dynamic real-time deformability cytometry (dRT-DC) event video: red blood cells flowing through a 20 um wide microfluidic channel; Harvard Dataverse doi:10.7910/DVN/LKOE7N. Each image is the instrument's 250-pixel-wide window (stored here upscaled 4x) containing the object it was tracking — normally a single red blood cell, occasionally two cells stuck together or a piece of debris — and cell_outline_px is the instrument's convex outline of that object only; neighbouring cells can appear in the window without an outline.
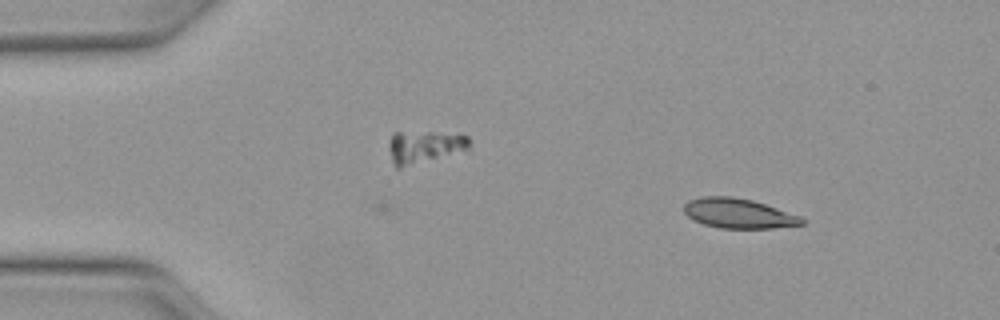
{"species": "Egyptian fruit bat (a non-hibernating species)", "species_latin": "Rousettus aegyptiacus", "temperature_condition": "warm", "stored_images_in_passage": 44, "camera_frame_rate_fps": 3000, "um_per_image_px": 0.085, "animal": {"sex": "female"}, "frame": {"image": 1, "passage_image": 1, "time_ms": 0.0, "image_size_px": [1000, 320], "cell_outline_px": [[804, 224], [772, 228], [720, 228], [704, 224], [692, 220], [684, 212], [684, 204], [688, 200], [700, 196], [732, 196], [752, 200], [800, 216], [804, 220]], "centroid_in_image_um": [62.72, 18.13], "position_along_channel_um": 22.3, "area_um2": 20.4}}
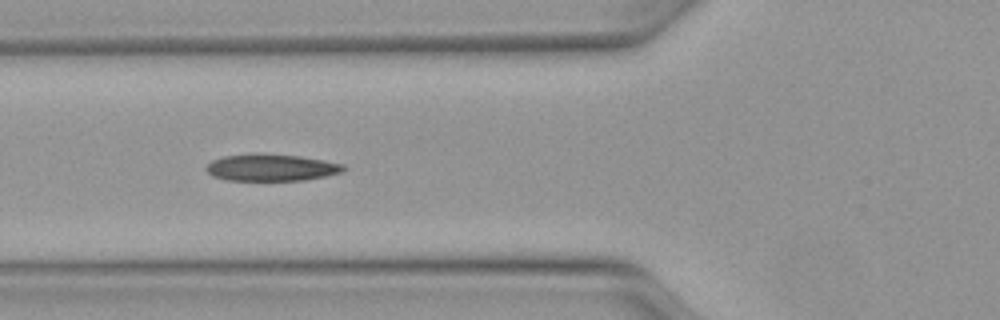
{"frame": {"image": 2, "passage_image": 13, "time_ms": 4.0, "image_size_px": [1000, 320], "cell_outline_px": [[348, 168], [344, 172], [304, 180], [228, 180], [212, 176], [204, 168], [212, 160], [224, 156], [256, 152], [300, 156], [324, 160], [344, 164]], "centroid_in_image_um": [23.07, 14.22], "position_along_channel_um": 102.7, "area_um2": 21.79}}
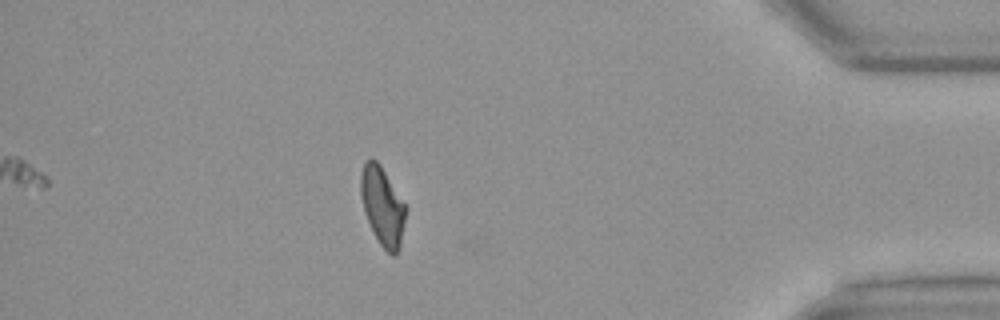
{"frame": {"image": 3, "passage_image": 38, "time_ms": 12.333, "image_size_px": [1000, 320], "cell_outline_px": [[408, 208], [400, 248], [396, 256], [392, 256], [380, 244], [364, 212], [360, 196], [360, 176], [364, 164], [372, 156], [380, 164]], "centroid_in_image_um": [32.54, 17.53], "position_along_channel_um": 402.7, "area_um2": 20.75}, "authors_computed_cell_mechanics": {"area_um2": 21.1548, "velocity_mm_per_s": 4.1183, "shape_relaxation_time_tau1_ms": 8.791, "shape_relaxation_time_tau2_ms": 2.3482, "deformation_change_tau1": 0.2307, "deformation_change_tau2": 0.0822}}